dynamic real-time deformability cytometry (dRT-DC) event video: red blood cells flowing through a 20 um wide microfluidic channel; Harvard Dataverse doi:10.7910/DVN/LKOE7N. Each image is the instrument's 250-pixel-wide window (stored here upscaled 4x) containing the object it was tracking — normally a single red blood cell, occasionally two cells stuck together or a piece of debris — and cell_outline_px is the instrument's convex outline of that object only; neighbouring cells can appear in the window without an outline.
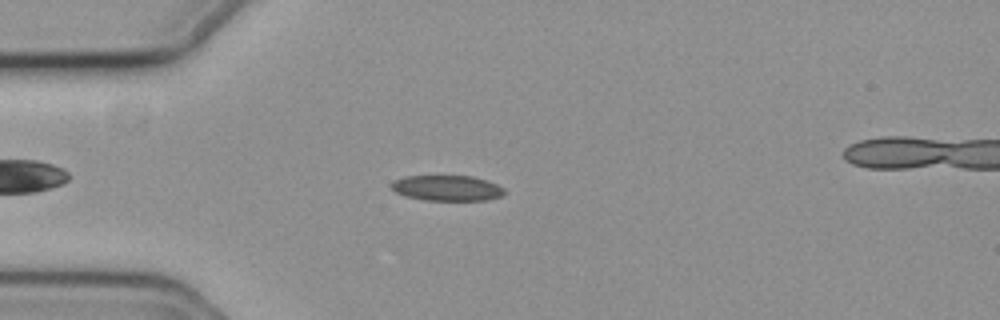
{"species": "common noctule bat (a hibernating species)", "species_latin": "Nyctalus noctula", "temperature_condition": "cold", "stored_images_in_passage": 50, "camera_frame_rate_fps": 3000, "um_per_image_px": 0.085, "animal": {"sex": "female", "body_mass_g": 19.3, "forearm_length_mm": 54.1}, "frame": {"image": 1, "passage_image": 10, "time_ms": 3.0, "image_size_px": [1000, 320], "cell_outline_px": [[504, 192], [500, 196], [488, 200], [424, 200], [404, 196], [396, 192], [392, 188], [392, 184], [396, 180], [408, 176], [472, 176], [488, 180], [504, 188]], "centroid_in_image_um": [38.03, 15.99], "position_along_channel_um": 47.0, "area_um2": 16.65}}
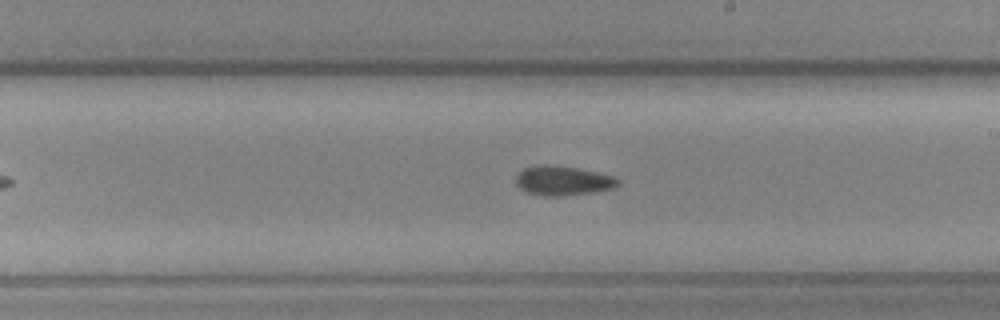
{"frame": {"image": 2, "passage_image": 27, "time_ms": 8.667, "image_size_px": [1000, 320], "cell_outline_px": [[620, 184], [612, 188], [592, 192], [560, 196], [544, 196], [528, 192], [520, 188], [516, 184], [516, 176], [524, 168], [540, 164], [544, 164], [576, 168], [616, 176], [620, 180]], "centroid_in_image_um": [47.86, 15.35], "position_along_channel_um": 241.1, "area_um2": 17.4}}
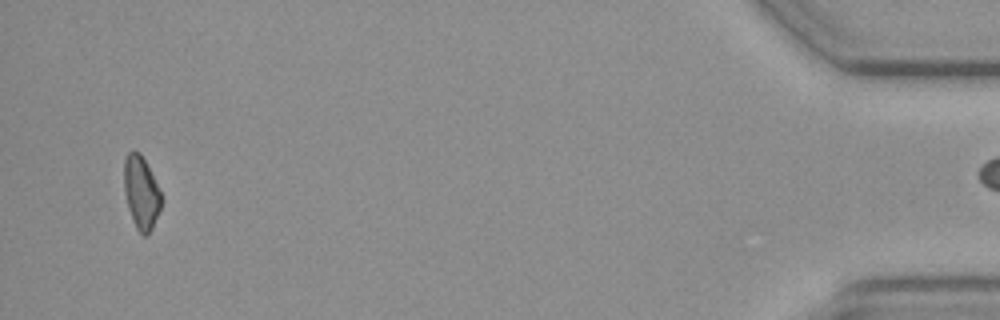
{"frame": {"image": 3, "passage_image": 49, "time_ms": 16.0, "image_size_px": [1000, 320], "cell_outline_px": [[160, 208], [152, 228], [148, 236], [144, 236], [136, 228], [124, 192], [124, 160], [128, 152], [132, 148], [140, 152], [160, 192]], "centroid_in_image_um": [11.97, 16.34], "position_along_channel_um": 423.2, "area_um2": 15.37}}